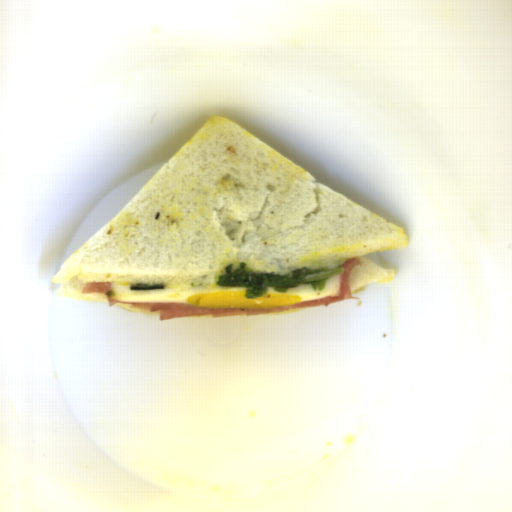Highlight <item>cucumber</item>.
Wrapping results in <instances>:
<instances>
[{
	"label": "cucumber",
	"mask_w": 512,
	"mask_h": 512,
	"mask_svg": "<svg viewBox=\"0 0 512 512\" xmlns=\"http://www.w3.org/2000/svg\"><path fill=\"white\" fill-rule=\"evenodd\" d=\"M164 284H155V285H146L143 283H137L134 285H130L129 289L132 291H152V290H164Z\"/></svg>",
	"instance_id": "8b760119"
}]
</instances>
